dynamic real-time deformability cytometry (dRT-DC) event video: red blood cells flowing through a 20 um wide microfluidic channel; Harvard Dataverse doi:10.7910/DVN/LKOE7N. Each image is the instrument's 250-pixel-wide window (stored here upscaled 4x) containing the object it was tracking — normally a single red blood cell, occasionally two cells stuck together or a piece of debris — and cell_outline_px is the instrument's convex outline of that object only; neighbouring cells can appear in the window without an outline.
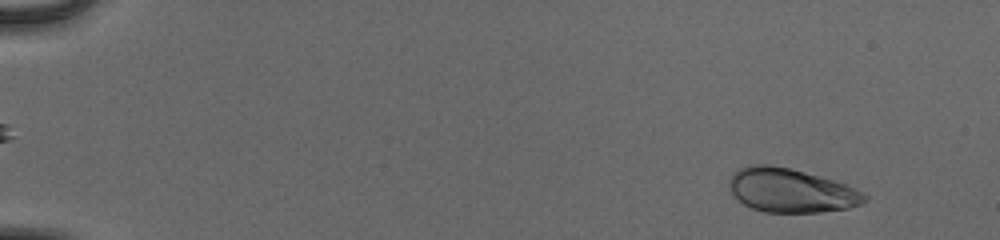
{"species": "human", "species_latin": "Homo sapiens", "temperature_condition": "cold", "stored_images_in_passage": 54, "camera_frame_rate_fps": 3000, "um_per_image_px": 0.085, "donor": {"sex": "male"}, "frame": {"image": 1, "passage_image": 5, "time_ms": 1.333, "image_size_px": [1000, 240], "cell_outline_px": [[868, 200], [860, 204], [848, 208], [820, 212], [764, 212], [752, 208], [744, 204], [732, 192], [728, 184], [728, 180], [732, 172], [748, 164], [768, 164], [788, 168], [804, 172], [832, 180], [844, 184], [864, 192], [868, 196]], "centroid_in_image_um": [67.21, 16.18], "position_along_channel_um": 17.8, "area_um2": 34.51}}
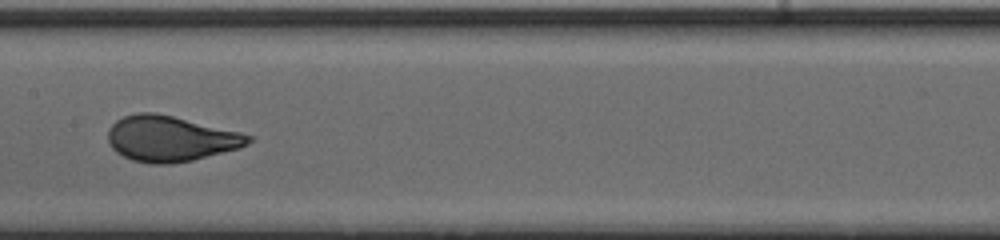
{"frame": {"image": 2, "passage_image": 30, "time_ms": 9.667, "image_size_px": [1000, 240], "cell_outline_px": [[252, 140], [248, 144], [240, 148], [192, 160], [172, 164], [152, 164], [132, 160], [116, 152], [112, 148], [108, 140], [108, 128], [116, 120], [124, 116], [136, 112], [152, 112], [172, 116], [240, 132], [252, 136]], "centroid_in_image_um": [14.47, 11.79], "position_along_channel_um": 192.9, "area_um2": 37.17}}
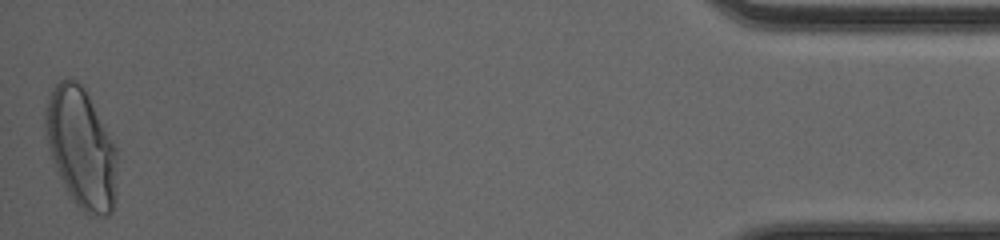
{"frame": {"image": 3, "passage_image": 54, "time_ms": 17.667, "image_size_px": [1000, 240], "cell_outline_px": [[116, 200], [112, 212], [108, 216], [96, 216], [84, 212], [72, 200], [56, 172], [48, 148], [44, 124], [44, 108], [48, 96], [52, 88], [60, 80], [68, 76], [76, 80], [84, 88], [116, 148]], "centroid_in_image_um": [6.87, 12.59], "position_along_channel_um": 428.3, "area_um2": 50.34}, "authors_computed_cell_mechanics": {"area_um2": 36.0094, "velocity_mm_per_s": 3.9159, "shape_relaxation_time_tau1_ms": 3.3869, "shape_relaxation_time_tau2_ms": null, "deformation_change_tau1": 0.156, "deformation_change_tau2": null}}